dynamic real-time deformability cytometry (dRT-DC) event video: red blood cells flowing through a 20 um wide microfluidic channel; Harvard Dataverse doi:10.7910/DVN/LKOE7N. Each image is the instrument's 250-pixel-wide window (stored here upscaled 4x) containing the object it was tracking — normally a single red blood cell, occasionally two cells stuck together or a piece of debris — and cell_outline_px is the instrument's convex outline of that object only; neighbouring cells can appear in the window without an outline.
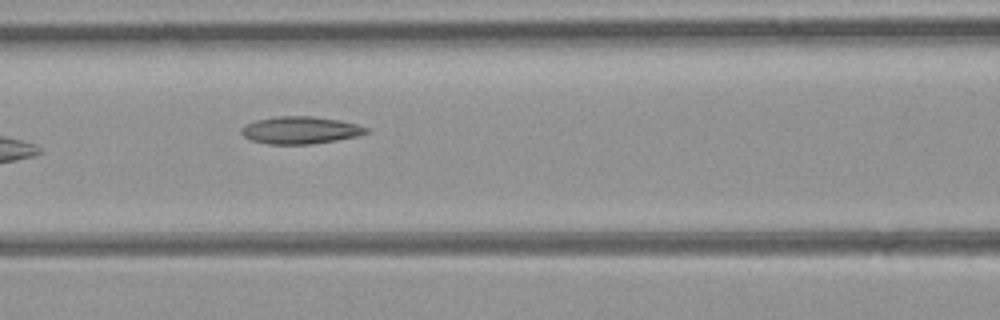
{"species": "common noctule bat (a hibernating species)", "species_latin": "Nyctalus noctula", "temperature_condition": "room temperature", "stored_images_in_passage": 6, "camera_frame_rate_fps": 3000, "um_per_image_px": 0.085, "animal": {"sex": "female", "body_mass_g": 21.9}, "frame": {"image": 1, "passage_image": 6, "time_ms": 1.667, "image_size_px": [1000, 320], "cell_outline_px": [[368, 132], [360, 136], [312, 144], [268, 144], [252, 140], [244, 136], [240, 132], [240, 128], [244, 124], [256, 120], [276, 116], [312, 116], [340, 120], [356, 124], [368, 128]], "centroid_in_image_um": [25.52, 11.06], "position_along_channel_um": 141.1, "area_um2": 20.0}}